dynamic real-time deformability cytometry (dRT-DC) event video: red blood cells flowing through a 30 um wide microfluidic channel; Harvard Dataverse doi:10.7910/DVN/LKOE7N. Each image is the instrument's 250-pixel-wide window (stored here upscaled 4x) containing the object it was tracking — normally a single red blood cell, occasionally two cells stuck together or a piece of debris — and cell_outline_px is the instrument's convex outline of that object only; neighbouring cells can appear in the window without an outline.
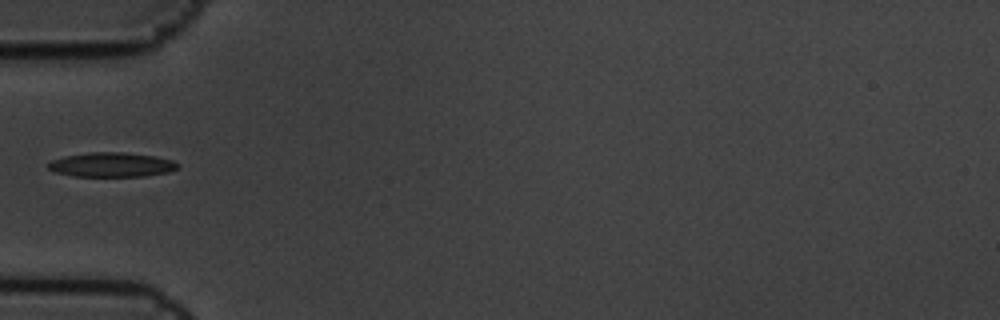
{"species": "common noctule bat (a hibernating species)", "species_latin": "Nyctalus noctula", "temperature_condition": "cold", "stored_images_in_passage": 6, "camera_frame_rate_fps": 3000, "um_per_image_px": 0.085, "animal": {"sex": "male", "body_mass_g": 19.5, "forearm_length_mm": 54.6}, "frame": {"image": 1, "passage_image": 6, "time_ms": 1.667, "image_size_px": [1000, 320], "cell_outline_px": [[180, 168], [168, 172], [144, 176], [76, 176], [56, 172], [48, 168], [48, 164], [52, 160], [64, 156], [92, 152], [124, 152], [156, 156], [172, 160], [180, 164]], "centroid_in_image_um": [9.54, 13.99], "position_along_channel_um": 75.5, "area_um2": 18.44}}